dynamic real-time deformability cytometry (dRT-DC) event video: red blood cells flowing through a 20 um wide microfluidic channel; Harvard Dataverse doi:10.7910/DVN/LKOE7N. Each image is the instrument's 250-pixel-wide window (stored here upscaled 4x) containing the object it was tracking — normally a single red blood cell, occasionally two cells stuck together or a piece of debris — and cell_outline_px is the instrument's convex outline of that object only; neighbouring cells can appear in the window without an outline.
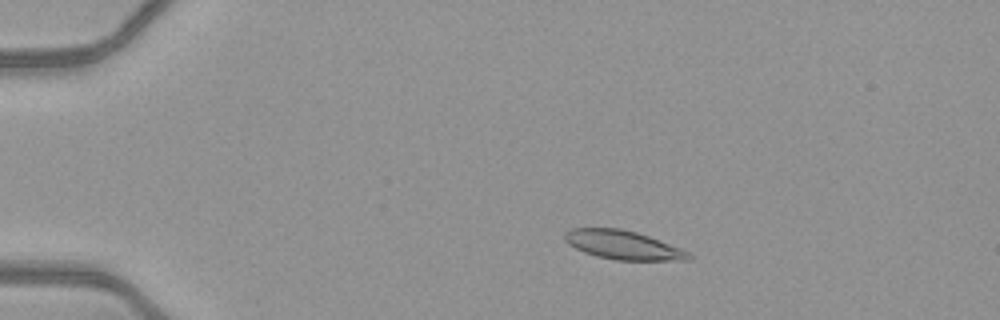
{"species": "common noctule bat (a hibernating species)", "species_latin": "Nyctalus noctula", "temperature_condition": "warm", "stored_images_in_passage": 50, "camera_frame_rate_fps": 3000, "um_per_image_px": 0.085, "animal": {"sex": "female", "body_mass_g": 21.9}, "frame": {"image": 1, "passage_image": 9, "time_ms": 2.667, "image_size_px": [1000, 320], "cell_outline_px": [[692, 260], [616, 260], [596, 256], [584, 252], [568, 244], [564, 240], [564, 232], [572, 228], [620, 228], [636, 232], [648, 236], [692, 252]], "centroid_in_image_um": [52.97, 20.83], "position_along_channel_um": 32.0, "area_um2": 20.92}}
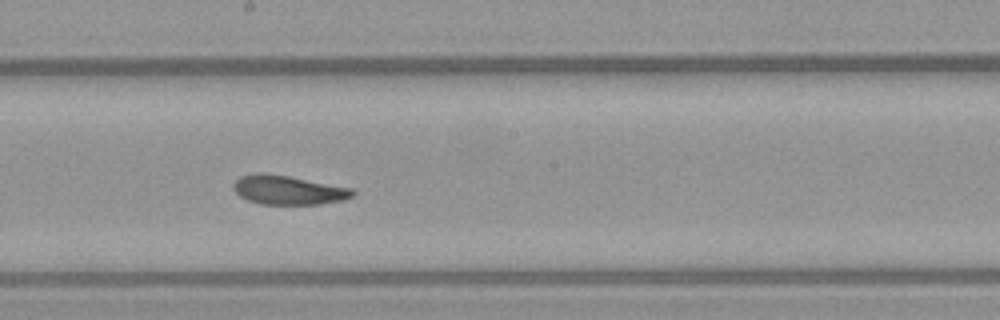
{"frame": {"image": 2, "passage_image": 28, "time_ms": 9.0, "image_size_px": [1000, 320], "cell_outline_px": [[356, 192], [352, 196], [344, 200], [320, 204], [260, 204], [248, 200], [240, 196], [232, 188], [232, 184], [240, 176], [256, 172], [264, 172], [288, 176], [352, 188]], "centroid_in_image_um": [24.47, 16.14], "position_along_channel_um": 223.7, "area_um2": 20.29}}
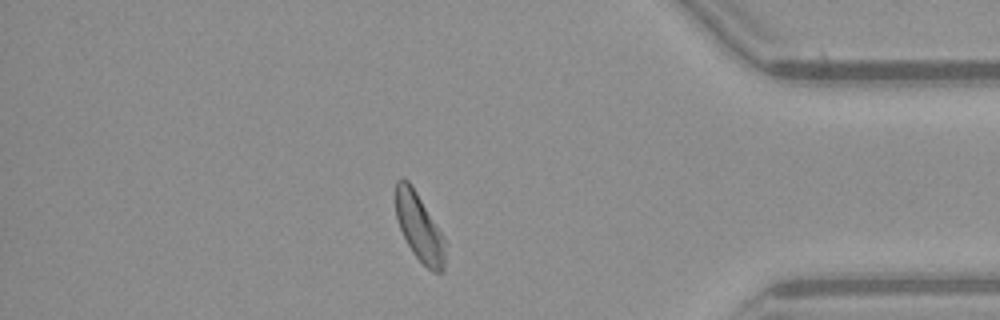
{"frame": {"image": 3, "passage_image": 43, "time_ms": 14.0, "image_size_px": [1000, 320], "cell_outline_px": [[448, 244], [444, 272], [432, 272], [412, 252], [396, 220], [396, 180], [400, 176], [404, 176], [408, 180], [416, 192], [444, 236]], "centroid_in_image_um": [35.68, 19.34], "position_along_channel_um": 399.5, "area_um2": 19.83}, "authors_computed_cell_mechanics": {"area_um2": 20.808, "velocity_mm_per_s": 4.0987, "shape_relaxation_time_tau1_ms": 2.4752, "shape_relaxation_time_tau2_ms": 1.645, "deformation_change_tau1": 0.1169, "deformation_change_tau2": 0.0821}}